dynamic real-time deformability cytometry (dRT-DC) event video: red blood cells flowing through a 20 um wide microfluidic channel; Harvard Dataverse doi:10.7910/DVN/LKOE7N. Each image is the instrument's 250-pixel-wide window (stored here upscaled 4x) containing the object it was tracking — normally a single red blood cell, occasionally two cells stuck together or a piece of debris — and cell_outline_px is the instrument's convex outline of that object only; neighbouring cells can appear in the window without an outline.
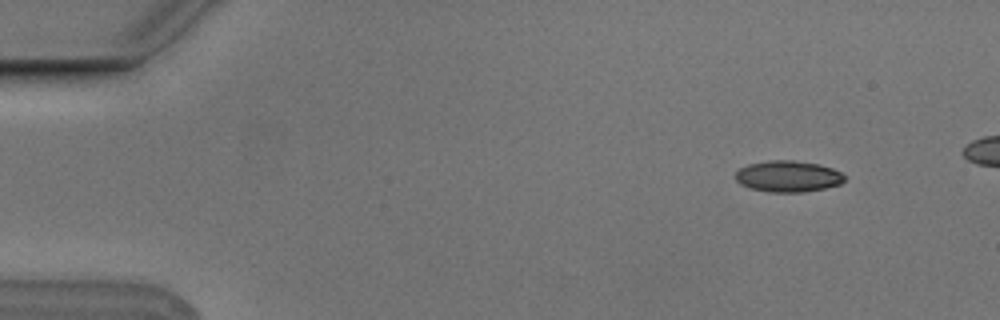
{"species": "Egyptian fruit bat (a non-hibernating species)", "species_latin": "Rousettus aegyptiacus", "temperature_condition": "cold", "stored_images_in_passage": 4, "camera_frame_rate_fps": 3000, "um_per_image_px": 0.085, "animal": {"sex": "male"}, "frame": {"image": 1, "passage_image": 1, "time_ms": 0.0, "image_size_px": [1000, 320], "cell_outline_px": [[844, 180], [840, 184], [824, 188], [804, 192], [768, 192], [752, 188], [740, 184], [736, 180], [736, 172], [740, 168], [748, 164], [768, 160], [792, 160], [820, 164], [832, 168], [840, 172], [844, 176]], "centroid_in_image_um": [66.98, 14.98], "position_along_channel_um": 18.0, "area_um2": 19.83}}